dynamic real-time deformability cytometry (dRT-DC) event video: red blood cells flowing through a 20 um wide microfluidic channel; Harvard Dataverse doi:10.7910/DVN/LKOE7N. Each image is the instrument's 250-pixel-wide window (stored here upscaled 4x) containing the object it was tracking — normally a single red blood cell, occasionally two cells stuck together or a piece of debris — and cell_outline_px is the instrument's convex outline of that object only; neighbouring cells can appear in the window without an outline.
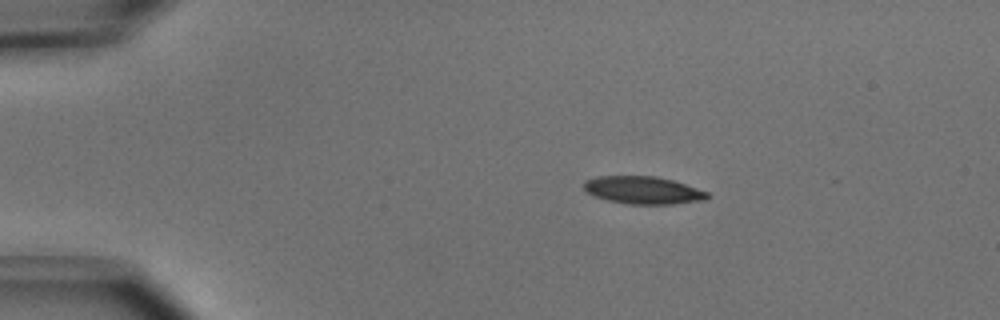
{"species": "common noctule bat (a hibernating species)", "species_latin": "Nyctalus noctula", "temperature_condition": "cold", "stored_images_in_passage": 42, "camera_frame_rate_fps": 3000, "um_per_image_px": 0.085, "animal": {"sex": "male", "body_mass_g": 15.6}, "frame": {"image": 1, "passage_image": 1, "time_ms": 0.0, "image_size_px": [1000, 320], "cell_outline_px": [[708, 196], [704, 200], [672, 204], [628, 204], [608, 200], [596, 196], [588, 192], [584, 188], [584, 180], [596, 176], [656, 176], [672, 180], [708, 192]], "centroid_in_image_um": [54.64, 16.16], "position_along_channel_um": 30.4, "area_um2": 19.65}}
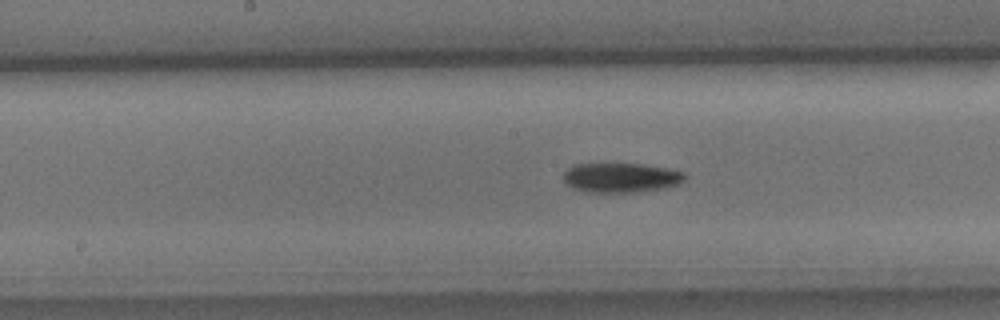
{"frame": {"image": 2, "passage_image": 18, "time_ms": 5.667, "image_size_px": [1000, 320], "cell_outline_px": [[688, 176], [680, 184], [664, 188], [632, 192], [588, 192], [572, 188], [564, 180], [564, 172], [572, 164], [644, 164], [668, 168], [684, 172]], "centroid_in_image_um": [52.81, 15.09], "position_along_channel_um": 195.4, "area_um2": 20.98}}
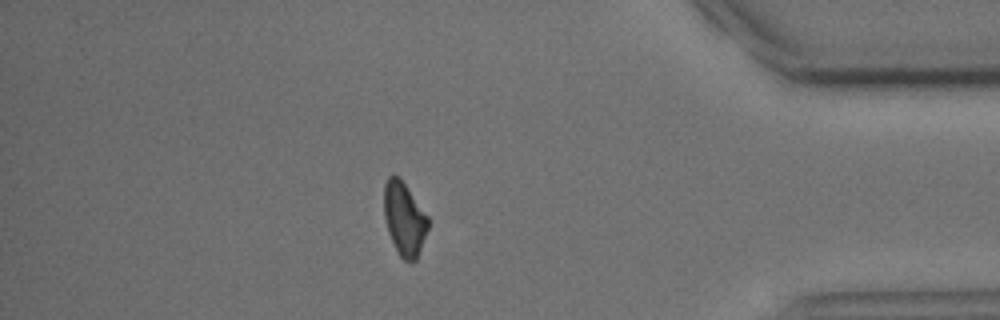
{"frame": {"image": 3, "passage_image": 36, "time_ms": 11.667, "image_size_px": [1000, 320], "cell_outline_px": [[428, 228], [416, 260], [412, 264], [404, 260], [400, 256], [388, 232], [384, 216], [384, 184], [388, 176], [400, 176], [428, 216]], "centroid_in_image_um": [34.36, 18.59], "position_along_channel_um": 400.8, "area_um2": 18.84}, "authors_computed_cell_mechanics": {"area_um2": 20.5479, "velocity_mm_per_s": 3.9521, "shape_relaxation_time_tau1_ms": 2.3787, "shape_relaxation_time_tau2_ms": null, "deformation_change_tau1": 0.118, "deformation_change_tau2": null}}